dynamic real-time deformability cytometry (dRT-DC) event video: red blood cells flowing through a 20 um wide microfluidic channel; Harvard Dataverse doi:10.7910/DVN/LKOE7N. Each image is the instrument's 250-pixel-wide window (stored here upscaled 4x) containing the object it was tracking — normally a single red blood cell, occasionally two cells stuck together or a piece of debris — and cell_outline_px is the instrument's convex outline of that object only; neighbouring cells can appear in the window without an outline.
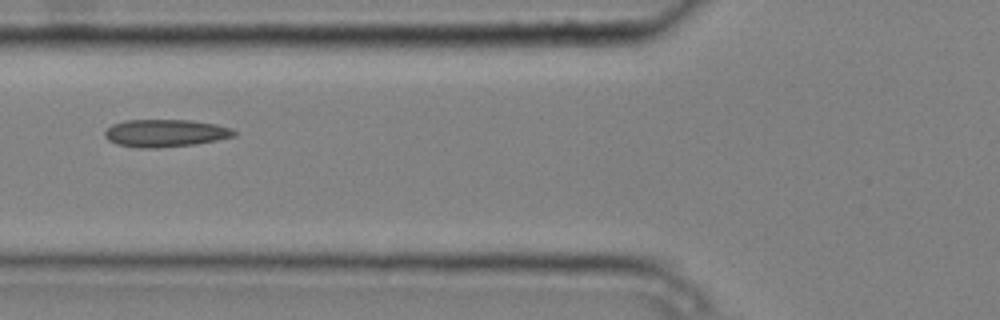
{"species": "common noctule bat (a hibernating species)", "species_latin": "Nyctalus noctula", "temperature_condition": "cold", "stored_images_in_passage": 7, "camera_frame_rate_fps": 3000, "um_per_image_px": 0.085, "animal": {"sex": "male", "body_mass_g": 20.4}, "frame": {"image": 1, "passage_image": 4, "time_ms": 1.0, "image_size_px": [1000, 320], "cell_outline_px": [[236, 136], [196, 144], [156, 148], [136, 148], [116, 144], [108, 140], [104, 136], [104, 132], [112, 124], [124, 120], [192, 120], [216, 124], [232, 128], [236, 132]], "centroid_in_image_um": [14.04, 11.31], "position_along_channel_um": 111.8, "area_um2": 20.92}}
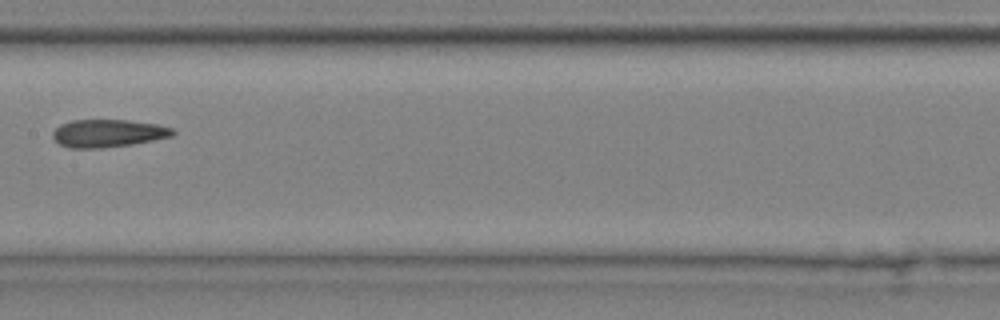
{"frame": {"image": 2, "passage_image": 6, "time_ms": 1.667, "image_size_px": [1000, 320], "cell_outline_px": [[176, 132], [172, 136], [132, 144], [100, 148], [68, 148], [60, 144], [52, 136], [52, 132], [60, 124], [72, 120], [128, 120], [160, 124], [172, 128]], "centroid_in_image_um": [9.18, 11.32], "position_along_channel_um": 198.2, "area_um2": 19.42}}
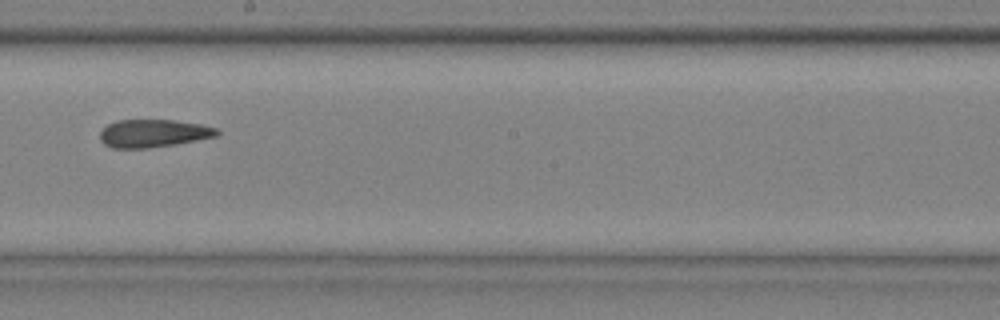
{"frame": {"image": 3, "passage_image": 7, "time_ms": 2.0, "image_size_px": [1000, 320], "cell_outline_px": [[220, 132], [216, 136], [196, 140], [148, 148], [112, 148], [104, 144], [100, 140], [100, 132], [108, 124], [116, 120], [172, 120], [200, 124], [216, 128]], "centroid_in_image_um": [13.0, 11.33], "position_along_channel_um": 235.2, "area_um2": 18.79}}